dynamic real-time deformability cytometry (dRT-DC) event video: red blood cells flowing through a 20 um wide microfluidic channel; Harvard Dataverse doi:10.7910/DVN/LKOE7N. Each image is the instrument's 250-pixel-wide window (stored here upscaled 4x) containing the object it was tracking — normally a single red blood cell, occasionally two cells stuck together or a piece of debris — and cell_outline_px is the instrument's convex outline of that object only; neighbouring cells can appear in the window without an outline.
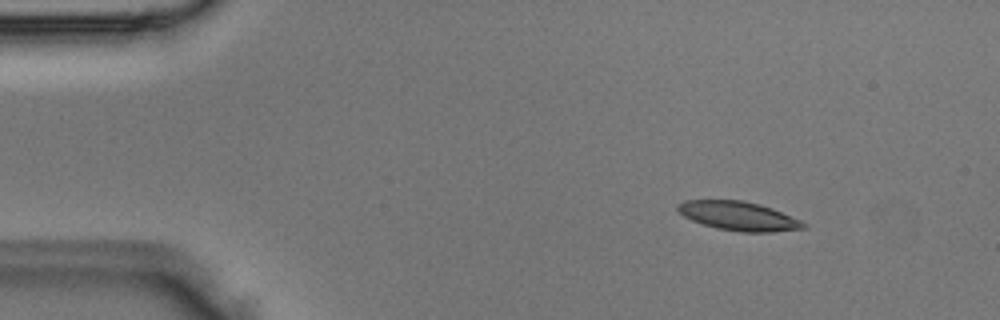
{"species": "Egyptian fruit bat (a non-hibernating species)", "species_latin": "Rousettus aegyptiacus", "temperature_condition": "room temperature", "stored_images_in_passage": 4, "camera_frame_rate_fps": 3000, "um_per_image_px": 0.085, "animal": {"sex": "male"}, "frame": {"image": 1, "passage_image": 1, "time_ms": 0.0, "image_size_px": [1000, 320], "cell_outline_px": [[808, 224], [804, 228], [772, 232], [744, 232], [716, 228], [692, 220], [684, 216], [676, 208], [676, 204], [684, 200], [744, 200], [760, 204], [772, 208], [800, 220]], "centroid_in_image_um": [62.77, 18.35], "position_along_channel_um": 22.2, "area_um2": 21.15}}